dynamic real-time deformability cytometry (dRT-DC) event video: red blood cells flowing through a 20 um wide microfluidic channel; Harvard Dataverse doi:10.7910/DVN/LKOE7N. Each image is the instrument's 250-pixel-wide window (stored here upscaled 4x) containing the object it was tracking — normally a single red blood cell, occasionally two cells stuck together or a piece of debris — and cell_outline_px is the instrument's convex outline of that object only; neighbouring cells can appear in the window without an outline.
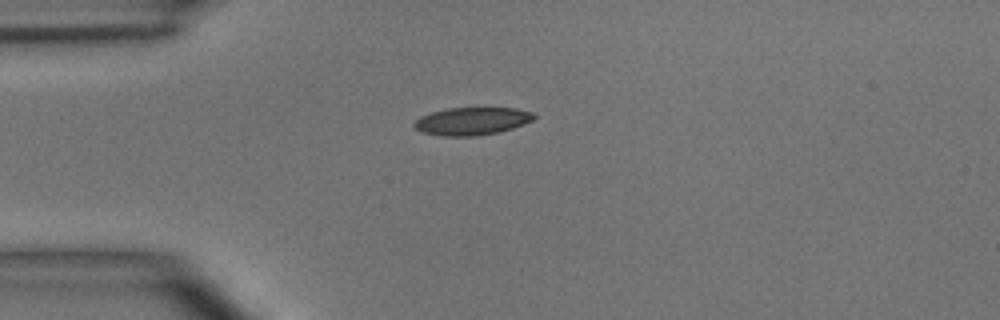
{"species": "common noctule bat (a hibernating species)", "species_latin": "Nyctalus noctula", "temperature_condition": "room temperature", "stored_images_in_passage": 4, "camera_frame_rate_fps": 3000, "um_per_image_px": 0.085, "animal": {"sex": "male", "body_mass_g": 15.6}, "frame": {"image": 1, "passage_image": 1, "time_ms": 0.0, "image_size_px": [1000, 320], "cell_outline_px": [[536, 116], [532, 120], [524, 124], [500, 132], [476, 136], [440, 136], [420, 132], [412, 124], [420, 116], [432, 112], [448, 108], [516, 108], [532, 112]], "centroid_in_image_um": [40.1, 10.3], "position_along_channel_um": 44.9, "area_um2": 19.42}}
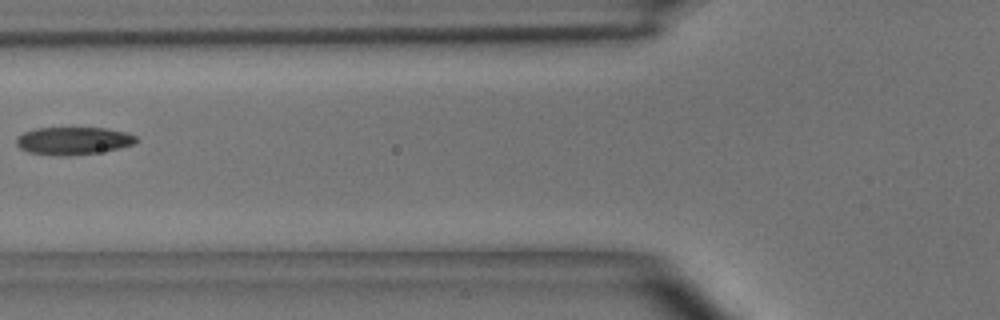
{"frame": {"image": 2, "passage_image": 3, "time_ms": 2.333, "image_size_px": [1000, 320], "cell_outline_px": [[136, 140], [132, 144], [116, 148], [96, 152], [68, 156], [64, 156], [28, 152], [20, 148], [16, 144], [16, 140], [24, 132], [32, 128], [108, 128], [128, 132], [136, 136]], "centroid_in_image_um": [6.2, 11.95], "position_along_channel_um": 119.6, "area_um2": 19.07}}